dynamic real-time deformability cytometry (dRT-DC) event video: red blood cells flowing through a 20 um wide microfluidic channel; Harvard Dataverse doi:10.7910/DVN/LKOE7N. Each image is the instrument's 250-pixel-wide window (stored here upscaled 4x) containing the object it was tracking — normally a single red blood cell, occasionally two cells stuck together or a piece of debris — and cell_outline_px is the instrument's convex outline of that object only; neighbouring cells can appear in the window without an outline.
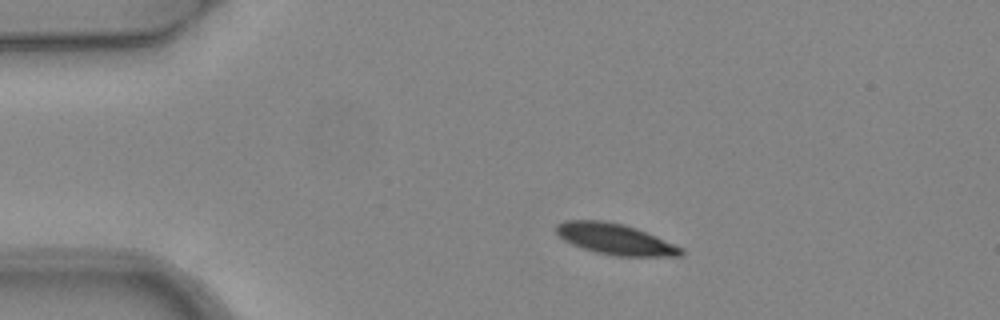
{"species": "common noctule bat (a hibernating species)", "species_latin": "Nyctalus noctula", "temperature_condition": "warm", "stored_images_in_passage": 3, "camera_frame_rate_fps": 3000, "um_per_image_px": 0.085, "animal": {"sex": "female", "body_mass_g": 24.6, "forearm_length_mm": 56.2}, "frame": {"image": 1, "passage_image": 2, "time_ms": 0.333, "image_size_px": [1000, 320], "cell_outline_px": [[684, 256], [616, 256], [596, 252], [572, 244], [564, 240], [556, 232], [556, 224], [564, 220], [600, 220], [624, 224], [636, 228], [656, 236], [684, 248]], "centroid_in_image_um": [52.31, 20.32], "position_along_channel_um": 32.7, "area_um2": 22.48}}